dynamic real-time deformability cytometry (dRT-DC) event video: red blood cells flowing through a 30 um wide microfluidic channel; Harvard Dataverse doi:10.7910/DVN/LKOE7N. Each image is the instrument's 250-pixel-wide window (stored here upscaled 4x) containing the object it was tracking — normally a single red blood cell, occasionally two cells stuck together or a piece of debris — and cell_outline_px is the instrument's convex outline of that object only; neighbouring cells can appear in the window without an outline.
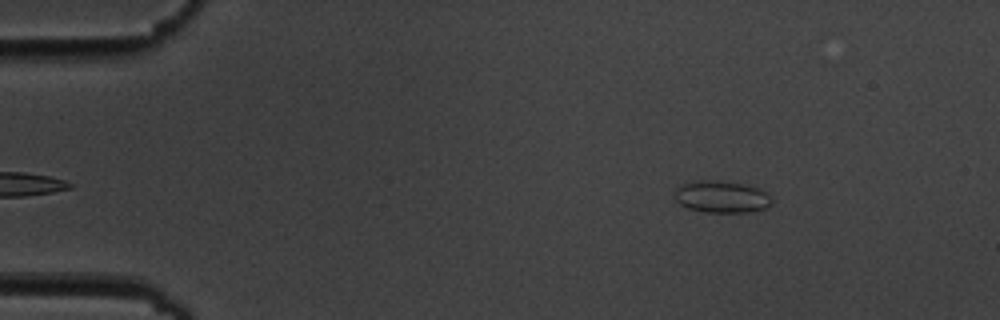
{"species": "common noctule bat (a hibernating species)", "species_latin": "Nyctalus noctula", "temperature_condition": "cold", "stored_images_in_passage": 6, "segment_of_instrument_passage": [2, 2], "camera_frame_rate_fps": 3000, "um_per_image_px": 0.085, "animal": {"sex": "male", "body_mass_g": 19.5, "forearm_length_mm": 54.6}, "frame": {"image": 1, "passage_image": 6, "time_ms": 5.667, "image_size_px": [1000, 320], "cell_outline_px": [[772, 200], [764, 208], [748, 212], [704, 212], [688, 208], [680, 204], [672, 196], [676, 188], [680, 184], [708, 180], [740, 184], [756, 188], [764, 192]], "centroid_in_image_um": [61.24, 16.74], "position_along_channel_um": 23.8, "area_um2": 17.57}}